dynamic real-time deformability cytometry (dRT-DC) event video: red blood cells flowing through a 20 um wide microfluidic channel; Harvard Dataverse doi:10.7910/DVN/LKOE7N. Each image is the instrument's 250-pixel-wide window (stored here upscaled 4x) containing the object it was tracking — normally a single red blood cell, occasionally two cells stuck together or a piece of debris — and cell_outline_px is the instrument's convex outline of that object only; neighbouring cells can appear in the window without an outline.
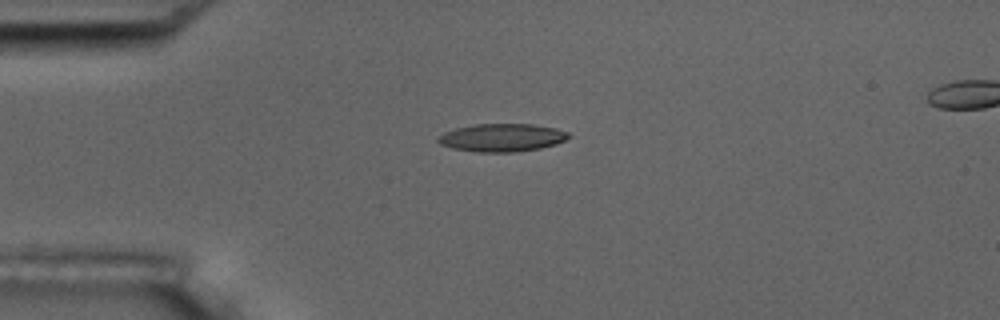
{"species": "common noctule bat (a hibernating species)", "species_latin": "Nyctalus noctula", "temperature_condition": "room temperature", "stored_images_in_passage": 11, "camera_frame_rate_fps": 3000, "um_per_image_px": 0.085, "animal": {"sex": "male", "body_mass_g": 17.5, "forearm_length_mm": 52.3}, "frame": {"image": 1, "passage_image": 4, "time_ms": 4.333, "image_size_px": [1000, 320], "cell_outline_px": [[572, 136], [556, 144], [540, 148], [516, 152], [476, 152], [452, 148], [440, 144], [436, 140], [436, 136], [444, 132], [456, 128], [476, 124], [532, 124], [556, 128], [568, 132]], "centroid_in_image_um": [42.65, 11.7], "position_along_channel_um": 42.3, "area_um2": 21.39}}
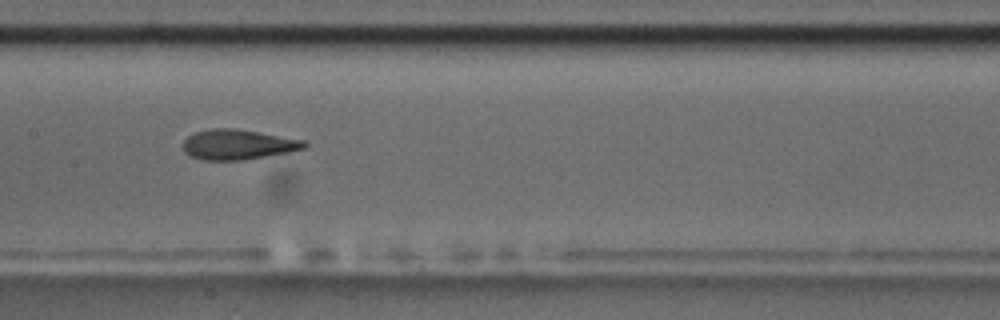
{"frame": {"image": 2, "passage_image": 8, "time_ms": 9.0, "image_size_px": [1000, 320], "cell_outline_px": [[308, 144], [304, 148], [288, 152], [244, 160], [204, 160], [188, 156], [184, 152], [184, 140], [188, 136], [196, 132], [212, 128], [236, 128], [304, 140]], "centroid_in_image_um": [20.2, 12.28], "position_along_channel_um": 187.2, "area_um2": 21.21}}